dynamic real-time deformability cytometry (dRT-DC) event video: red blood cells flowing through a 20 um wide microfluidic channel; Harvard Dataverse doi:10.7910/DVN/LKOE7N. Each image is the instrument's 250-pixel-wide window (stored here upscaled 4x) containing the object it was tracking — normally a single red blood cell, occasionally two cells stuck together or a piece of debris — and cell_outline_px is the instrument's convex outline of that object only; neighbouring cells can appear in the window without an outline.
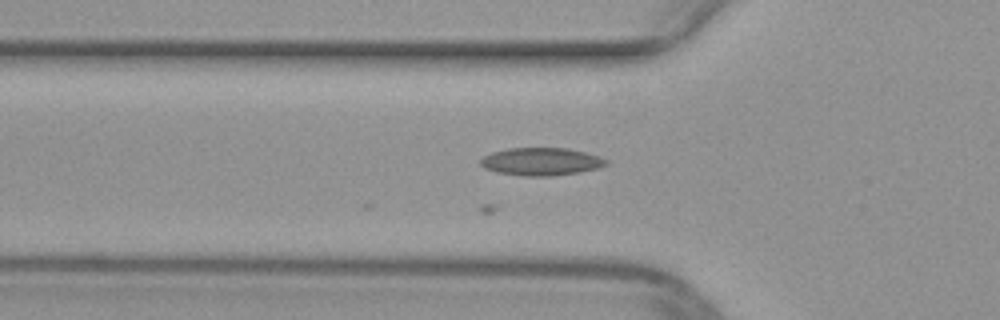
{"species": "common noctule bat (a hibernating species)", "species_latin": "Nyctalus noctula", "temperature_condition": "warm", "stored_images_in_passage": 25, "camera_frame_rate_fps": 3000, "um_per_image_px": 0.085, "animal": {"sex": "female", "body_mass_g": 29.2, "forearm_length_mm": 56.3}, "frame": {"image": 1, "passage_image": 3, "time_ms": 0.667, "image_size_px": [1000, 320], "cell_outline_px": [[608, 164], [600, 168], [580, 172], [552, 176], [524, 176], [496, 172], [484, 168], [480, 164], [480, 160], [484, 156], [492, 152], [508, 148], [568, 148], [600, 156], [608, 160]], "centroid_in_image_um": [46.02, 13.74], "position_along_channel_um": 79.8, "area_um2": 20.46}}
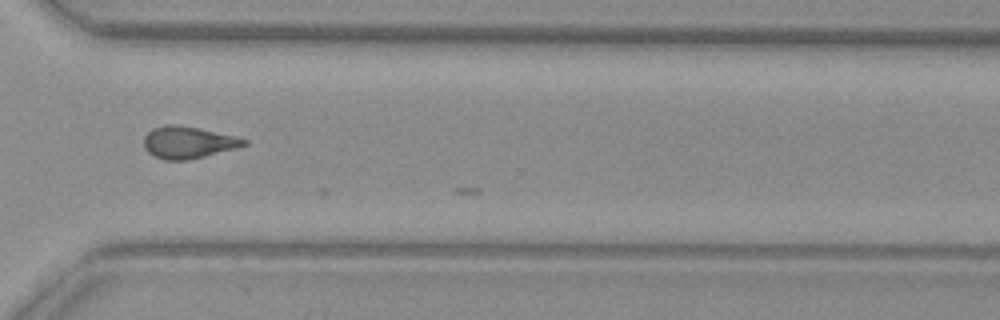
{"frame": {"image": 2, "passage_image": 23, "time_ms": 7.333, "image_size_px": [1000, 320], "cell_outline_px": [[248, 144], [236, 148], [188, 160], [164, 160], [152, 156], [144, 148], [144, 136], [152, 128], [168, 124], [176, 124], [200, 128], [236, 136], [248, 140]], "centroid_in_image_um": [15.97, 12.1], "position_along_channel_um": 354.6, "area_um2": 18.79}}